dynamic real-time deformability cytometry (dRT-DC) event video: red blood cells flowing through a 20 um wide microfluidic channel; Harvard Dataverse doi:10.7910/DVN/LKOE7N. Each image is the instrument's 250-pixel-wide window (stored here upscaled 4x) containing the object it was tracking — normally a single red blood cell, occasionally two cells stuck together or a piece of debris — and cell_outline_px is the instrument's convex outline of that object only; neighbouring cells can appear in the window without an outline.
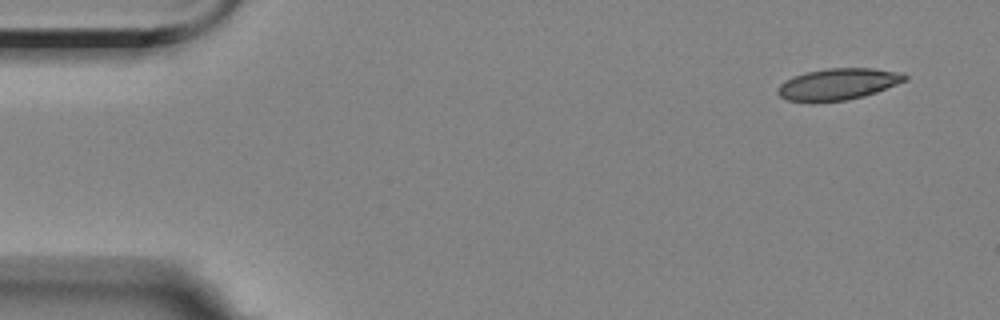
{"species": "Egyptian fruit bat (a non-hibernating species)", "species_latin": "Rousettus aegyptiacus", "temperature_condition": "room temperature", "stored_images_in_passage": 4, "camera_frame_rate_fps": 3000, "um_per_image_px": 0.085, "animal": {"sex": "female"}, "frame": {"image": 1, "passage_image": 1, "time_ms": 0.0, "image_size_px": [1000, 320], "cell_outline_px": [[908, 80], [876, 92], [864, 96], [848, 100], [812, 104], [788, 100], [780, 96], [776, 92], [776, 88], [784, 80], [792, 76], [808, 72], [828, 68], [872, 68], [904, 72], [908, 76]], "centroid_in_image_um": [71.21, 7.17], "position_along_channel_um": 13.8, "area_um2": 23.99}}
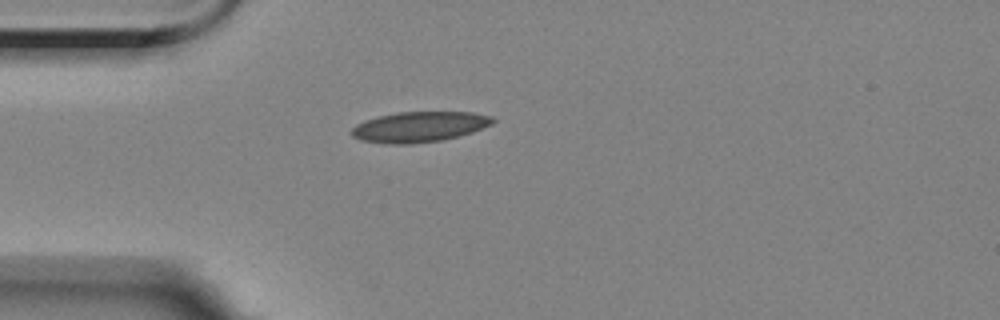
{"frame": {"image": 2, "passage_image": 4, "time_ms": 3.667, "image_size_px": [1000, 320], "cell_outline_px": [[496, 120], [492, 124], [472, 132], [460, 136], [444, 140], [412, 144], [388, 144], [360, 140], [352, 136], [348, 132], [356, 124], [364, 120], [396, 112], [472, 112], [492, 116]], "centroid_in_image_um": [35.63, 10.79], "position_along_channel_um": 49.4, "area_um2": 25.32}}